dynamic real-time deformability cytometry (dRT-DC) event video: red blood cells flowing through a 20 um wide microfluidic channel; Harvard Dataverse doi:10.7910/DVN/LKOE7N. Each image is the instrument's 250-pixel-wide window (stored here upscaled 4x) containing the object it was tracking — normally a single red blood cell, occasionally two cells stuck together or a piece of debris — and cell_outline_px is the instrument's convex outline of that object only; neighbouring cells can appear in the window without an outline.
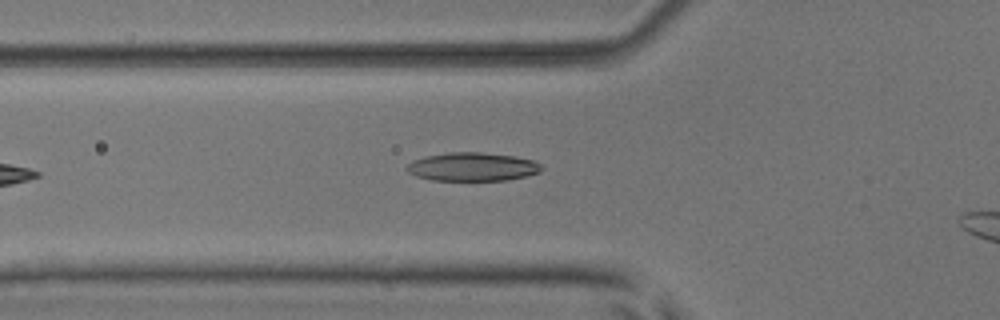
{"species": "common noctule bat (a hibernating species)", "species_latin": "Nyctalus noctula", "temperature_condition": "room temperature", "stored_images_in_passage": 6, "camera_frame_rate_fps": 3000, "um_per_image_px": 0.085, "animal": {"sex": "male", "body_mass_g": 17.9, "forearm_length_mm": 54.2}, "frame": {"image": 1, "passage_image": 6, "time_ms": 6.0, "image_size_px": [1000, 320], "cell_outline_px": [[544, 168], [540, 172], [508, 180], [432, 180], [416, 176], [408, 172], [404, 168], [412, 160], [424, 156], [452, 152], [480, 152], [516, 156], [536, 160]], "centroid_in_image_um": [40.17, 14.17], "position_along_channel_um": 85.6, "area_um2": 22.54}}